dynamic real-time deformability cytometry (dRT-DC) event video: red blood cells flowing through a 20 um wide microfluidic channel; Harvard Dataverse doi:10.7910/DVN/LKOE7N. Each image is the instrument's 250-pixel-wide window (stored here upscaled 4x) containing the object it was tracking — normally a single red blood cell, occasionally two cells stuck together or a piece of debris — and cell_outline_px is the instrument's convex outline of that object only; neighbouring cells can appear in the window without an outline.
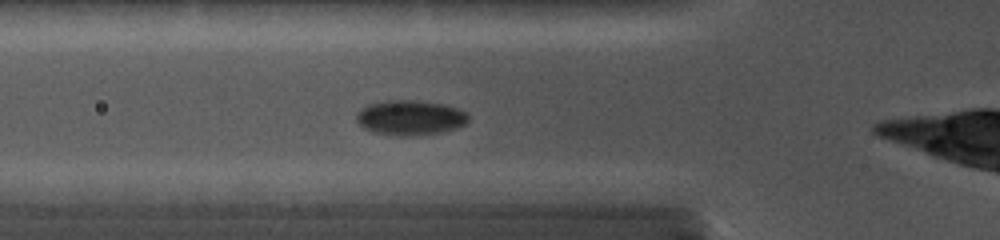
{"species": "common noctule bat (a hibernating species)", "species_latin": "Nyctalus noctula", "temperature_condition": "cold", "stored_images_in_passage": 18, "camera_frame_rate_fps": 5000, "um_per_image_px": 0.085, "animal": {"sex": "female", "body_mass_g": 19.0, "forearm_length_mm": 56.7}, "frame": {"image": 1, "passage_image": 6, "time_ms": 2.2, "image_size_px": [1000, 240], "cell_outline_px": [[468, 120], [464, 124], [456, 128], [444, 132], [416, 136], [400, 136], [372, 132], [364, 128], [356, 120], [356, 116], [364, 108], [372, 104], [392, 100], [408, 100], [440, 104], [456, 108], [464, 112], [468, 116]], "centroid_in_image_um": [34.88, 10.04], "position_along_channel_um": 90.9, "area_um2": 22.31}}
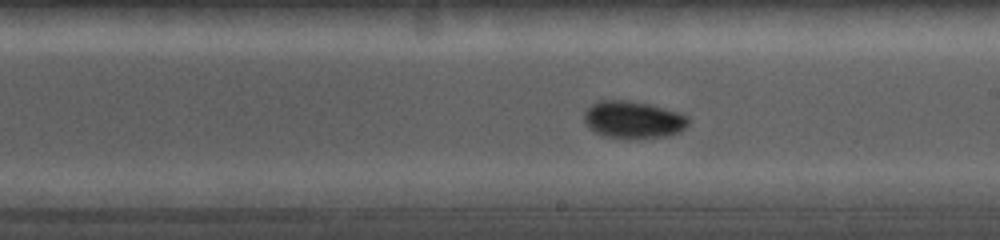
{"frame": {"image": 2, "passage_image": 16, "time_ms": 5.8, "image_size_px": [1000, 240], "cell_outline_px": [[688, 124], [680, 132], [668, 136], [636, 140], [628, 140], [604, 136], [588, 128], [584, 120], [584, 112], [596, 100], [624, 100], [648, 104], [664, 108], [688, 116]], "centroid_in_image_um": [53.8, 10.21], "position_along_channel_um": 235.2, "area_um2": 23.0}}